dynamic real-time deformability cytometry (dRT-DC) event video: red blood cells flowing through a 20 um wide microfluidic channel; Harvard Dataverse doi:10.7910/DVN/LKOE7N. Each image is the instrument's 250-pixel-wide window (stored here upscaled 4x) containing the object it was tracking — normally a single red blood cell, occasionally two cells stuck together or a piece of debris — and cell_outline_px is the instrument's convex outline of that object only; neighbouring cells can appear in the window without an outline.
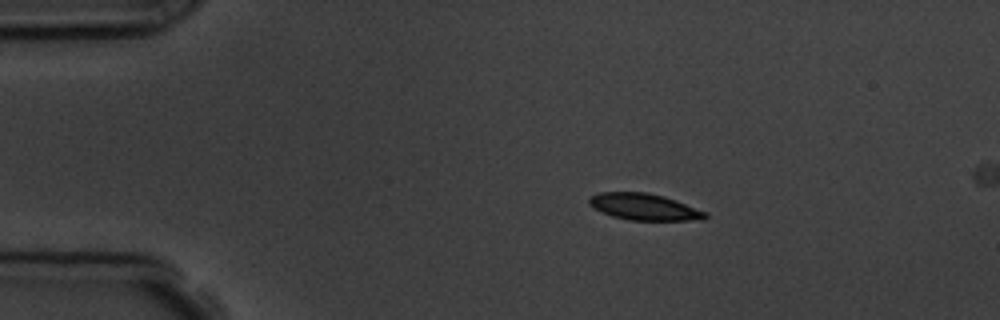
{"species": "common noctule bat (a hibernating species)", "species_latin": "Nyctalus noctula", "temperature_condition": "room temperature", "stored_images_in_passage": 4, "camera_frame_rate_fps": 3000, "um_per_image_px": 0.085, "animal": {"sex": "male", "body_mass_g": 19.5, "forearm_length_mm": 54.6}, "frame": {"image": 1, "passage_image": 2, "time_ms": 2.0, "image_size_px": [1000, 320], "cell_outline_px": [[708, 216], [704, 220], [628, 220], [612, 216], [592, 208], [588, 204], [588, 200], [596, 192], [648, 192], [664, 196], [676, 200], [708, 212]], "centroid_in_image_um": [54.76, 17.58], "position_along_channel_um": 30.2, "area_um2": 18.21}}